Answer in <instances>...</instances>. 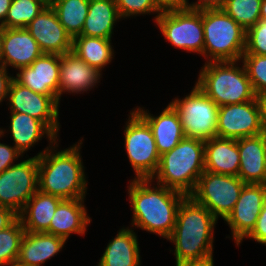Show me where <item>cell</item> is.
<instances>
[{"mask_svg": "<svg viewBox=\"0 0 266 266\" xmlns=\"http://www.w3.org/2000/svg\"><path fill=\"white\" fill-rule=\"evenodd\" d=\"M244 185L238 176L204 171L189 196L217 219L220 217L225 220L233 211Z\"/></svg>", "mask_w": 266, "mask_h": 266, "instance_id": "obj_9", "label": "cell"}, {"mask_svg": "<svg viewBox=\"0 0 266 266\" xmlns=\"http://www.w3.org/2000/svg\"><path fill=\"white\" fill-rule=\"evenodd\" d=\"M4 129L0 128V138L6 134ZM23 155L13 146L0 142V173L14 165L15 161Z\"/></svg>", "mask_w": 266, "mask_h": 266, "instance_id": "obj_36", "label": "cell"}, {"mask_svg": "<svg viewBox=\"0 0 266 266\" xmlns=\"http://www.w3.org/2000/svg\"><path fill=\"white\" fill-rule=\"evenodd\" d=\"M115 2L121 18L153 13L157 14L155 21L161 13L152 0H115Z\"/></svg>", "mask_w": 266, "mask_h": 266, "instance_id": "obj_34", "label": "cell"}, {"mask_svg": "<svg viewBox=\"0 0 266 266\" xmlns=\"http://www.w3.org/2000/svg\"><path fill=\"white\" fill-rule=\"evenodd\" d=\"M175 265L176 266H214V260H213V256H211L203 260L184 261V262H180Z\"/></svg>", "mask_w": 266, "mask_h": 266, "instance_id": "obj_43", "label": "cell"}, {"mask_svg": "<svg viewBox=\"0 0 266 266\" xmlns=\"http://www.w3.org/2000/svg\"><path fill=\"white\" fill-rule=\"evenodd\" d=\"M12 0H0V26L4 23Z\"/></svg>", "mask_w": 266, "mask_h": 266, "instance_id": "obj_44", "label": "cell"}, {"mask_svg": "<svg viewBox=\"0 0 266 266\" xmlns=\"http://www.w3.org/2000/svg\"><path fill=\"white\" fill-rule=\"evenodd\" d=\"M203 56L210 61H241L246 30L222 8L202 9Z\"/></svg>", "mask_w": 266, "mask_h": 266, "instance_id": "obj_6", "label": "cell"}, {"mask_svg": "<svg viewBox=\"0 0 266 266\" xmlns=\"http://www.w3.org/2000/svg\"><path fill=\"white\" fill-rule=\"evenodd\" d=\"M140 249L132 228H121L107 247L96 266H140Z\"/></svg>", "mask_w": 266, "mask_h": 266, "instance_id": "obj_25", "label": "cell"}, {"mask_svg": "<svg viewBox=\"0 0 266 266\" xmlns=\"http://www.w3.org/2000/svg\"><path fill=\"white\" fill-rule=\"evenodd\" d=\"M101 74L73 51L60 55L59 103L65 92L81 94L92 90L100 82Z\"/></svg>", "mask_w": 266, "mask_h": 266, "instance_id": "obj_18", "label": "cell"}, {"mask_svg": "<svg viewBox=\"0 0 266 266\" xmlns=\"http://www.w3.org/2000/svg\"><path fill=\"white\" fill-rule=\"evenodd\" d=\"M66 240L45 232L24 233L19 249L17 264L21 266H42L63 249Z\"/></svg>", "mask_w": 266, "mask_h": 266, "instance_id": "obj_22", "label": "cell"}, {"mask_svg": "<svg viewBox=\"0 0 266 266\" xmlns=\"http://www.w3.org/2000/svg\"><path fill=\"white\" fill-rule=\"evenodd\" d=\"M24 233L25 229L19 218L7 228L0 230V266H8L17 262Z\"/></svg>", "mask_w": 266, "mask_h": 266, "instance_id": "obj_32", "label": "cell"}, {"mask_svg": "<svg viewBox=\"0 0 266 266\" xmlns=\"http://www.w3.org/2000/svg\"><path fill=\"white\" fill-rule=\"evenodd\" d=\"M84 198L63 199L51 219L50 228L45 232L65 240L72 233L84 235L91 223V217L84 206Z\"/></svg>", "mask_w": 266, "mask_h": 266, "instance_id": "obj_21", "label": "cell"}, {"mask_svg": "<svg viewBox=\"0 0 266 266\" xmlns=\"http://www.w3.org/2000/svg\"><path fill=\"white\" fill-rule=\"evenodd\" d=\"M8 266H21V265H19V264H17V263H14V264H12V265H8Z\"/></svg>", "mask_w": 266, "mask_h": 266, "instance_id": "obj_47", "label": "cell"}, {"mask_svg": "<svg viewBox=\"0 0 266 266\" xmlns=\"http://www.w3.org/2000/svg\"><path fill=\"white\" fill-rule=\"evenodd\" d=\"M256 99L260 109V120L263 131L266 133V92L256 94Z\"/></svg>", "mask_w": 266, "mask_h": 266, "instance_id": "obj_42", "label": "cell"}, {"mask_svg": "<svg viewBox=\"0 0 266 266\" xmlns=\"http://www.w3.org/2000/svg\"><path fill=\"white\" fill-rule=\"evenodd\" d=\"M168 104L178 113L185 137L203 141L216 137L219 106L196 84L182 100Z\"/></svg>", "mask_w": 266, "mask_h": 266, "instance_id": "obj_7", "label": "cell"}, {"mask_svg": "<svg viewBox=\"0 0 266 266\" xmlns=\"http://www.w3.org/2000/svg\"><path fill=\"white\" fill-rule=\"evenodd\" d=\"M49 4L47 0H12L3 28H26Z\"/></svg>", "mask_w": 266, "mask_h": 266, "instance_id": "obj_30", "label": "cell"}, {"mask_svg": "<svg viewBox=\"0 0 266 266\" xmlns=\"http://www.w3.org/2000/svg\"><path fill=\"white\" fill-rule=\"evenodd\" d=\"M43 53L63 55L72 51L73 38L48 4L26 27Z\"/></svg>", "mask_w": 266, "mask_h": 266, "instance_id": "obj_15", "label": "cell"}, {"mask_svg": "<svg viewBox=\"0 0 266 266\" xmlns=\"http://www.w3.org/2000/svg\"><path fill=\"white\" fill-rule=\"evenodd\" d=\"M13 78L34 92L59 99L60 55L43 53Z\"/></svg>", "mask_w": 266, "mask_h": 266, "instance_id": "obj_16", "label": "cell"}, {"mask_svg": "<svg viewBox=\"0 0 266 266\" xmlns=\"http://www.w3.org/2000/svg\"><path fill=\"white\" fill-rule=\"evenodd\" d=\"M3 27L0 26V61L2 56Z\"/></svg>", "mask_w": 266, "mask_h": 266, "instance_id": "obj_46", "label": "cell"}, {"mask_svg": "<svg viewBox=\"0 0 266 266\" xmlns=\"http://www.w3.org/2000/svg\"><path fill=\"white\" fill-rule=\"evenodd\" d=\"M42 54L39 44L26 28H3L1 66L18 70L30 66Z\"/></svg>", "mask_w": 266, "mask_h": 266, "instance_id": "obj_17", "label": "cell"}, {"mask_svg": "<svg viewBox=\"0 0 266 266\" xmlns=\"http://www.w3.org/2000/svg\"><path fill=\"white\" fill-rule=\"evenodd\" d=\"M63 199L37 191L18 214L26 232L41 233L50 228L51 219Z\"/></svg>", "mask_w": 266, "mask_h": 266, "instance_id": "obj_24", "label": "cell"}, {"mask_svg": "<svg viewBox=\"0 0 266 266\" xmlns=\"http://www.w3.org/2000/svg\"><path fill=\"white\" fill-rule=\"evenodd\" d=\"M239 63L240 60L206 61L195 84L218 106L255 100L246 69Z\"/></svg>", "mask_w": 266, "mask_h": 266, "instance_id": "obj_5", "label": "cell"}, {"mask_svg": "<svg viewBox=\"0 0 266 266\" xmlns=\"http://www.w3.org/2000/svg\"><path fill=\"white\" fill-rule=\"evenodd\" d=\"M205 171L238 176L240 155L238 140L213 137L205 141Z\"/></svg>", "mask_w": 266, "mask_h": 266, "instance_id": "obj_23", "label": "cell"}, {"mask_svg": "<svg viewBox=\"0 0 266 266\" xmlns=\"http://www.w3.org/2000/svg\"><path fill=\"white\" fill-rule=\"evenodd\" d=\"M130 181L127 190L133 210L132 226L168 239L187 195L158 183L151 187L155 182L151 178Z\"/></svg>", "mask_w": 266, "mask_h": 266, "instance_id": "obj_1", "label": "cell"}, {"mask_svg": "<svg viewBox=\"0 0 266 266\" xmlns=\"http://www.w3.org/2000/svg\"><path fill=\"white\" fill-rule=\"evenodd\" d=\"M12 80L13 76L8 74V71L4 66L0 65V103L7 99L9 86Z\"/></svg>", "mask_w": 266, "mask_h": 266, "instance_id": "obj_39", "label": "cell"}, {"mask_svg": "<svg viewBox=\"0 0 266 266\" xmlns=\"http://www.w3.org/2000/svg\"><path fill=\"white\" fill-rule=\"evenodd\" d=\"M155 23L165 39L174 47L203 56L202 10L181 7L161 12Z\"/></svg>", "mask_w": 266, "mask_h": 266, "instance_id": "obj_10", "label": "cell"}, {"mask_svg": "<svg viewBox=\"0 0 266 266\" xmlns=\"http://www.w3.org/2000/svg\"><path fill=\"white\" fill-rule=\"evenodd\" d=\"M7 100L10 112L24 113L40 120L58 138L60 104L57 96L34 92L13 78Z\"/></svg>", "mask_w": 266, "mask_h": 266, "instance_id": "obj_12", "label": "cell"}, {"mask_svg": "<svg viewBox=\"0 0 266 266\" xmlns=\"http://www.w3.org/2000/svg\"><path fill=\"white\" fill-rule=\"evenodd\" d=\"M223 0H197V2H182V7L191 10L221 8Z\"/></svg>", "mask_w": 266, "mask_h": 266, "instance_id": "obj_38", "label": "cell"}, {"mask_svg": "<svg viewBox=\"0 0 266 266\" xmlns=\"http://www.w3.org/2000/svg\"><path fill=\"white\" fill-rule=\"evenodd\" d=\"M153 4L161 11H171L182 7V2H188L189 0H152Z\"/></svg>", "mask_w": 266, "mask_h": 266, "instance_id": "obj_41", "label": "cell"}, {"mask_svg": "<svg viewBox=\"0 0 266 266\" xmlns=\"http://www.w3.org/2000/svg\"><path fill=\"white\" fill-rule=\"evenodd\" d=\"M124 139L135 179L152 178L158 169L160 154L150 126L135 110L130 112L126 122Z\"/></svg>", "mask_w": 266, "mask_h": 266, "instance_id": "obj_8", "label": "cell"}, {"mask_svg": "<svg viewBox=\"0 0 266 266\" xmlns=\"http://www.w3.org/2000/svg\"><path fill=\"white\" fill-rule=\"evenodd\" d=\"M238 177L245 184L266 185V133L238 139Z\"/></svg>", "mask_w": 266, "mask_h": 266, "instance_id": "obj_19", "label": "cell"}, {"mask_svg": "<svg viewBox=\"0 0 266 266\" xmlns=\"http://www.w3.org/2000/svg\"><path fill=\"white\" fill-rule=\"evenodd\" d=\"M217 220L206 207L196 203L190 196L181 202L175 227L167 239L175 245L176 264L213 256Z\"/></svg>", "mask_w": 266, "mask_h": 266, "instance_id": "obj_3", "label": "cell"}, {"mask_svg": "<svg viewBox=\"0 0 266 266\" xmlns=\"http://www.w3.org/2000/svg\"><path fill=\"white\" fill-rule=\"evenodd\" d=\"M260 19L261 20H266V0H263L262 4H261Z\"/></svg>", "mask_w": 266, "mask_h": 266, "instance_id": "obj_45", "label": "cell"}, {"mask_svg": "<svg viewBox=\"0 0 266 266\" xmlns=\"http://www.w3.org/2000/svg\"><path fill=\"white\" fill-rule=\"evenodd\" d=\"M134 110L150 126L160 155L171 151L185 137L179 115L170 104L158 116L141 107Z\"/></svg>", "mask_w": 266, "mask_h": 266, "instance_id": "obj_20", "label": "cell"}, {"mask_svg": "<svg viewBox=\"0 0 266 266\" xmlns=\"http://www.w3.org/2000/svg\"><path fill=\"white\" fill-rule=\"evenodd\" d=\"M244 54L266 55V20H259L246 31Z\"/></svg>", "mask_w": 266, "mask_h": 266, "instance_id": "obj_35", "label": "cell"}, {"mask_svg": "<svg viewBox=\"0 0 266 266\" xmlns=\"http://www.w3.org/2000/svg\"><path fill=\"white\" fill-rule=\"evenodd\" d=\"M83 138L64 150L55 141L38 157V190L62 199L85 198L87 180L80 153Z\"/></svg>", "mask_w": 266, "mask_h": 266, "instance_id": "obj_2", "label": "cell"}, {"mask_svg": "<svg viewBox=\"0 0 266 266\" xmlns=\"http://www.w3.org/2000/svg\"><path fill=\"white\" fill-rule=\"evenodd\" d=\"M22 160L0 173V206L19 214L29 199L38 191V157Z\"/></svg>", "mask_w": 266, "mask_h": 266, "instance_id": "obj_11", "label": "cell"}, {"mask_svg": "<svg viewBox=\"0 0 266 266\" xmlns=\"http://www.w3.org/2000/svg\"><path fill=\"white\" fill-rule=\"evenodd\" d=\"M9 129L14 147L22 155L42 140L44 135L50 141L49 143L59 140L40 120L24 113L10 112Z\"/></svg>", "mask_w": 266, "mask_h": 266, "instance_id": "obj_26", "label": "cell"}, {"mask_svg": "<svg viewBox=\"0 0 266 266\" xmlns=\"http://www.w3.org/2000/svg\"><path fill=\"white\" fill-rule=\"evenodd\" d=\"M111 41V39L78 35L73 38L72 51L80 59L102 73L104 67L110 64L115 54Z\"/></svg>", "mask_w": 266, "mask_h": 266, "instance_id": "obj_28", "label": "cell"}, {"mask_svg": "<svg viewBox=\"0 0 266 266\" xmlns=\"http://www.w3.org/2000/svg\"><path fill=\"white\" fill-rule=\"evenodd\" d=\"M266 200L265 184H245L233 211L224 220L237 246L254 229Z\"/></svg>", "mask_w": 266, "mask_h": 266, "instance_id": "obj_14", "label": "cell"}, {"mask_svg": "<svg viewBox=\"0 0 266 266\" xmlns=\"http://www.w3.org/2000/svg\"><path fill=\"white\" fill-rule=\"evenodd\" d=\"M17 218L18 214L12 209L0 206V230L10 226Z\"/></svg>", "mask_w": 266, "mask_h": 266, "instance_id": "obj_40", "label": "cell"}, {"mask_svg": "<svg viewBox=\"0 0 266 266\" xmlns=\"http://www.w3.org/2000/svg\"><path fill=\"white\" fill-rule=\"evenodd\" d=\"M122 18L115 0H90L80 35L111 39L115 23Z\"/></svg>", "mask_w": 266, "mask_h": 266, "instance_id": "obj_27", "label": "cell"}, {"mask_svg": "<svg viewBox=\"0 0 266 266\" xmlns=\"http://www.w3.org/2000/svg\"><path fill=\"white\" fill-rule=\"evenodd\" d=\"M264 133L257 99L219 106L216 136L228 139H241Z\"/></svg>", "mask_w": 266, "mask_h": 266, "instance_id": "obj_13", "label": "cell"}, {"mask_svg": "<svg viewBox=\"0 0 266 266\" xmlns=\"http://www.w3.org/2000/svg\"><path fill=\"white\" fill-rule=\"evenodd\" d=\"M263 0H223L221 8L246 31L260 20Z\"/></svg>", "mask_w": 266, "mask_h": 266, "instance_id": "obj_31", "label": "cell"}, {"mask_svg": "<svg viewBox=\"0 0 266 266\" xmlns=\"http://www.w3.org/2000/svg\"><path fill=\"white\" fill-rule=\"evenodd\" d=\"M90 0H50L59 22L72 38L82 32Z\"/></svg>", "mask_w": 266, "mask_h": 266, "instance_id": "obj_29", "label": "cell"}, {"mask_svg": "<svg viewBox=\"0 0 266 266\" xmlns=\"http://www.w3.org/2000/svg\"><path fill=\"white\" fill-rule=\"evenodd\" d=\"M241 61L255 94L266 92V55L243 54Z\"/></svg>", "mask_w": 266, "mask_h": 266, "instance_id": "obj_33", "label": "cell"}, {"mask_svg": "<svg viewBox=\"0 0 266 266\" xmlns=\"http://www.w3.org/2000/svg\"><path fill=\"white\" fill-rule=\"evenodd\" d=\"M266 246V200L252 232L246 237Z\"/></svg>", "mask_w": 266, "mask_h": 266, "instance_id": "obj_37", "label": "cell"}, {"mask_svg": "<svg viewBox=\"0 0 266 266\" xmlns=\"http://www.w3.org/2000/svg\"><path fill=\"white\" fill-rule=\"evenodd\" d=\"M204 153L205 141L184 137L171 151L160 155L151 179L189 196L205 171Z\"/></svg>", "mask_w": 266, "mask_h": 266, "instance_id": "obj_4", "label": "cell"}]
</instances>
